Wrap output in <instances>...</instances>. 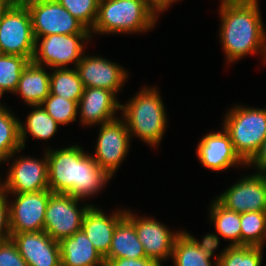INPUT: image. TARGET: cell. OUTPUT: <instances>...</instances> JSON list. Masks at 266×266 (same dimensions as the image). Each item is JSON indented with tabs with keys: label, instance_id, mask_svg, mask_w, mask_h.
I'll list each match as a JSON object with an SVG mask.
<instances>
[{
	"label": "cell",
	"instance_id": "6da1fadb",
	"mask_svg": "<svg viewBox=\"0 0 266 266\" xmlns=\"http://www.w3.org/2000/svg\"><path fill=\"white\" fill-rule=\"evenodd\" d=\"M46 155L49 190L54 194H69L83 201L112 179L81 146L47 148Z\"/></svg>",
	"mask_w": 266,
	"mask_h": 266
},
{
	"label": "cell",
	"instance_id": "7a4b0ae2",
	"mask_svg": "<svg viewBox=\"0 0 266 266\" xmlns=\"http://www.w3.org/2000/svg\"><path fill=\"white\" fill-rule=\"evenodd\" d=\"M258 0H221L220 43L226 61L233 63L250 54L266 62V31Z\"/></svg>",
	"mask_w": 266,
	"mask_h": 266
},
{
	"label": "cell",
	"instance_id": "3957f363",
	"mask_svg": "<svg viewBox=\"0 0 266 266\" xmlns=\"http://www.w3.org/2000/svg\"><path fill=\"white\" fill-rule=\"evenodd\" d=\"M122 119L131 138L138 136L151 147L160 144L167 128V116L159 91L144 87L126 104H121Z\"/></svg>",
	"mask_w": 266,
	"mask_h": 266
},
{
	"label": "cell",
	"instance_id": "277c9868",
	"mask_svg": "<svg viewBox=\"0 0 266 266\" xmlns=\"http://www.w3.org/2000/svg\"><path fill=\"white\" fill-rule=\"evenodd\" d=\"M157 17L145 0H99L91 35L147 32L155 26Z\"/></svg>",
	"mask_w": 266,
	"mask_h": 266
},
{
	"label": "cell",
	"instance_id": "5b68a950",
	"mask_svg": "<svg viewBox=\"0 0 266 266\" xmlns=\"http://www.w3.org/2000/svg\"><path fill=\"white\" fill-rule=\"evenodd\" d=\"M223 123L236 153L247 164L266 139V108L236 105L226 113Z\"/></svg>",
	"mask_w": 266,
	"mask_h": 266
},
{
	"label": "cell",
	"instance_id": "8992f818",
	"mask_svg": "<svg viewBox=\"0 0 266 266\" xmlns=\"http://www.w3.org/2000/svg\"><path fill=\"white\" fill-rule=\"evenodd\" d=\"M90 37H92L91 33H78L52 34L35 38L32 62L44 67L46 65L52 69L68 68V64L74 63L76 68L85 54L83 52L84 46H86L84 43L90 40Z\"/></svg>",
	"mask_w": 266,
	"mask_h": 266
},
{
	"label": "cell",
	"instance_id": "52a82bcc",
	"mask_svg": "<svg viewBox=\"0 0 266 266\" xmlns=\"http://www.w3.org/2000/svg\"><path fill=\"white\" fill-rule=\"evenodd\" d=\"M35 38L52 34L91 33L57 0H26Z\"/></svg>",
	"mask_w": 266,
	"mask_h": 266
},
{
	"label": "cell",
	"instance_id": "ba28073f",
	"mask_svg": "<svg viewBox=\"0 0 266 266\" xmlns=\"http://www.w3.org/2000/svg\"><path fill=\"white\" fill-rule=\"evenodd\" d=\"M35 41L26 4L7 8L0 21V49L3 54L19 55L32 61Z\"/></svg>",
	"mask_w": 266,
	"mask_h": 266
},
{
	"label": "cell",
	"instance_id": "9c48e42d",
	"mask_svg": "<svg viewBox=\"0 0 266 266\" xmlns=\"http://www.w3.org/2000/svg\"><path fill=\"white\" fill-rule=\"evenodd\" d=\"M78 198L69 194H52L44 218V231L55 241L72 236L81 230L84 216L92 204L79 207ZM79 208V209H78Z\"/></svg>",
	"mask_w": 266,
	"mask_h": 266
},
{
	"label": "cell",
	"instance_id": "30bf717a",
	"mask_svg": "<svg viewBox=\"0 0 266 266\" xmlns=\"http://www.w3.org/2000/svg\"><path fill=\"white\" fill-rule=\"evenodd\" d=\"M94 161L111 177L124 161L130 149L131 136L126 123L116 118L100 125Z\"/></svg>",
	"mask_w": 266,
	"mask_h": 266
},
{
	"label": "cell",
	"instance_id": "8fae6325",
	"mask_svg": "<svg viewBox=\"0 0 266 266\" xmlns=\"http://www.w3.org/2000/svg\"><path fill=\"white\" fill-rule=\"evenodd\" d=\"M53 193L41 190L31 193H11L9 202L11 233L44 231V218L49 197Z\"/></svg>",
	"mask_w": 266,
	"mask_h": 266
},
{
	"label": "cell",
	"instance_id": "7c38bea8",
	"mask_svg": "<svg viewBox=\"0 0 266 266\" xmlns=\"http://www.w3.org/2000/svg\"><path fill=\"white\" fill-rule=\"evenodd\" d=\"M215 199L226 209L240 214L250 211L266 212V174L256 172L242 176Z\"/></svg>",
	"mask_w": 266,
	"mask_h": 266
},
{
	"label": "cell",
	"instance_id": "4fadbf2b",
	"mask_svg": "<svg viewBox=\"0 0 266 266\" xmlns=\"http://www.w3.org/2000/svg\"><path fill=\"white\" fill-rule=\"evenodd\" d=\"M135 216L132 211L125 210V217L134 225L146 257L162 265L163 260L172 257L174 241L181 231L172 232L154 218Z\"/></svg>",
	"mask_w": 266,
	"mask_h": 266
},
{
	"label": "cell",
	"instance_id": "5bb4252c",
	"mask_svg": "<svg viewBox=\"0 0 266 266\" xmlns=\"http://www.w3.org/2000/svg\"><path fill=\"white\" fill-rule=\"evenodd\" d=\"M10 165L9 172L1 188L10 193H31L49 189L48 161L46 151L43 159L17 156Z\"/></svg>",
	"mask_w": 266,
	"mask_h": 266
},
{
	"label": "cell",
	"instance_id": "9a60e30c",
	"mask_svg": "<svg viewBox=\"0 0 266 266\" xmlns=\"http://www.w3.org/2000/svg\"><path fill=\"white\" fill-rule=\"evenodd\" d=\"M76 69L84 87L104 88L116 95L128 77L121 65L96 55H83Z\"/></svg>",
	"mask_w": 266,
	"mask_h": 266
},
{
	"label": "cell",
	"instance_id": "2e32d148",
	"mask_svg": "<svg viewBox=\"0 0 266 266\" xmlns=\"http://www.w3.org/2000/svg\"><path fill=\"white\" fill-rule=\"evenodd\" d=\"M11 239L29 266H61L59 242L45 231L11 233Z\"/></svg>",
	"mask_w": 266,
	"mask_h": 266
},
{
	"label": "cell",
	"instance_id": "e0dca14e",
	"mask_svg": "<svg viewBox=\"0 0 266 266\" xmlns=\"http://www.w3.org/2000/svg\"><path fill=\"white\" fill-rule=\"evenodd\" d=\"M197 157L203 167L212 171H222L236 165H244L246 163L236 153L232 141L228 133L210 132L206 134L198 143Z\"/></svg>",
	"mask_w": 266,
	"mask_h": 266
},
{
	"label": "cell",
	"instance_id": "ac0fdd59",
	"mask_svg": "<svg viewBox=\"0 0 266 266\" xmlns=\"http://www.w3.org/2000/svg\"><path fill=\"white\" fill-rule=\"evenodd\" d=\"M116 94L108 89L85 87L78 102L80 121L84 126H92L115 120L121 108Z\"/></svg>",
	"mask_w": 266,
	"mask_h": 266
},
{
	"label": "cell",
	"instance_id": "d6986e66",
	"mask_svg": "<svg viewBox=\"0 0 266 266\" xmlns=\"http://www.w3.org/2000/svg\"><path fill=\"white\" fill-rule=\"evenodd\" d=\"M125 217V210H118L111 215L92 205L84 216L81 229L94 248L104 258L111 245L116 225Z\"/></svg>",
	"mask_w": 266,
	"mask_h": 266
},
{
	"label": "cell",
	"instance_id": "ffe728a7",
	"mask_svg": "<svg viewBox=\"0 0 266 266\" xmlns=\"http://www.w3.org/2000/svg\"><path fill=\"white\" fill-rule=\"evenodd\" d=\"M61 266H105L102 255L81 229L59 242Z\"/></svg>",
	"mask_w": 266,
	"mask_h": 266
},
{
	"label": "cell",
	"instance_id": "44dd1931",
	"mask_svg": "<svg viewBox=\"0 0 266 266\" xmlns=\"http://www.w3.org/2000/svg\"><path fill=\"white\" fill-rule=\"evenodd\" d=\"M14 94H19L26 105H41L50 95V74L43 66L30 61L21 73Z\"/></svg>",
	"mask_w": 266,
	"mask_h": 266
},
{
	"label": "cell",
	"instance_id": "7402d4cb",
	"mask_svg": "<svg viewBox=\"0 0 266 266\" xmlns=\"http://www.w3.org/2000/svg\"><path fill=\"white\" fill-rule=\"evenodd\" d=\"M145 257L144 247L137 237L134 225L124 217L115 227L109 252L104 259Z\"/></svg>",
	"mask_w": 266,
	"mask_h": 266
},
{
	"label": "cell",
	"instance_id": "603a6c76",
	"mask_svg": "<svg viewBox=\"0 0 266 266\" xmlns=\"http://www.w3.org/2000/svg\"><path fill=\"white\" fill-rule=\"evenodd\" d=\"M209 209V217L219 237L231 241L229 246H241L240 213L226 209L216 199Z\"/></svg>",
	"mask_w": 266,
	"mask_h": 266
},
{
	"label": "cell",
	"instance_id": "cb8c5ba5",
	"mask_svg": "<svg viewBox=\"0 0 266 266\" xmlns=\"http://www.w3.org/2000/svg\"><path fill=\"white\" fill-rule=\"evenodd\" d=\"M33 111L29 113L26 123L20 120V140L22 148H25L27 134L36 139L48 140L57 132L59 124L46 112L42 105H30Z\"/></svg>",
	"mask_w": 266,
	"mask_h": 266
},
{
	"label": "cell",
	"instance_id": "d4e9b609",
	"mask_svg": "<svg viewBox=\"0 0 266 266\" xmlns=\"http://www.w3.org/2000/svg\"><path fill=\"white\" fill-rule=\"evenodd\" d=\"M19 124V118L9 108H0V159L5 163L23 150Z\"/></svg>",
	"mask_w": 266,
	"mask_h": 266
},
{
	"label": "cell",
	"instance_id": "484cf974",
	"mask_svg": "<svg viewBox=\"0 0 266 266\" xmlns=\"http://www.w3.org/2000/svg\"><path fill=\"white\" fill-rule=\"evenodd\" d=\"M211 258L184 231L174 241L171 259L175 266H218V261L212 264Z\"/></svg>",
	"mask_w": 266,
	"mask_h": 266
},
{
	"label": "cell",
	"instance_id": "4316f807",
	"mask_svg": "<svg viewBox=\"0 0 266 266\" xmlns=\"http://www.w3.org/2000/svg\"><path fill=\"white\" fill-rule=\"evenodd\" d=\"M50 73V94L79 102L84 85L76 68L54 69Z\"/></svg>",
	"mask_w": 266,
	"mask_h": 266
},
{
	"label": "cell",
	"instance_id": "83f0119b",
	"mask_svg": "<svg viewBox=\"0 0 266 266\" xmlns=\"http://www.w3.org/2000/svg\"><path fill=\"white\" fill-rule=\"evenodd\" d=\"M241 246L262 247L266 241V212L240 214Z\"/></svg>",
	"mask_w": 266,
	"mask_h": 266
},
{
	"label": "cell",
	"instance_id": "f1b7e54d",
	"mask_svg": "<svg viewBox=\"0 0 266 266\" xmlns=\"http://www.w3.org/2000/svg\"><path fill=\"white\" fill-rule=\"evenodd\" d=\"M263 247L226 246L216 257L218 266H261Z\"/></svg>",
	"mask_w": 266,
	"mask_h": 266
},
{
	"label": "cell",
	"instance_id": "f546056e",
	"mask_svg": "<svg viewBox=\"0 0 266 266\" xmlns=\"http://www.w3.org/2000/svg\"><path fill=\"white\" fill-rule=\"evenodd\" d=\"M30 60L19 55L3 54L0 57V88L5 92L14 93L20 76Z\"/></svg>",
	"mask_w": 266,
	"mask_h": 266
},
{
	"label": "cell",
	"instance_id": "4dcf8cb0",
	"mask_svg": "<svg viewBox=\"0 0 266 266\" xmlns=\"http://www.w3.org/2000/svg\"><path fill=\"white\" fill-rule=\"evenodd\" d=\"M41 105L59 125H68L76 121L78 115V102L76 101L50 94Z\"/></svg>",
	"mask_w": 266,
	"mask_h": 266
},
{
	"label": "cell",
	"instance_id": "1f68e13d",
	"mask_svg": "<svg viewBox=\"0 0 266 266\" xmlns=\"http://www.w3.org/2000/svg\"><path fill=\"white\" fill-rule=\"evenodd\" d=\"M90 31L96 23L99 0H57Z\"/></svg>",
	"mask_w": 266,
	"mask_h": 266
},
{
	"label": "cell",
	"instance_id": "d6a6232c",
	"mask_svg": "<svg viewBox=\"0 0 266 266\" xmlns=\"http://www.w3.org/2000/svg\"><path fill=\"white\" fill-rule=\"evenodd\" d=\"M0 266H29L12 239L0 242Z\"/></svg>",
	"mask_w": 266,
	"mask_h": 266
},
{
	"label": "cell",
	"instance_id": "836d02e7",
	"mask_svg": "<svg viewBox=\"0 0 266 266\" xmlns=\"http://www.w3.org/2000/svg\"><path fill=\"white\" fill-rule=\"evenodd\" d=\"M8 194L0 187V242L11 239Z\"/></svg>",
	"mask_w": 266,
	"mask_h": 266
},
{
	"label": "cell",
	"instance_id": "e575fe53",
	"mask_svg": "<svg viewBox=\"0 0 266 266\" xmlns=\"http://www.w3.org/2000/svg\"><path fill=\"white\" fill-rule=\"evenodd\" d=\"M184 232L194 241V243L199 247L200 250H202L206 255L212 257L214 254V251L217 250L220 242L219 237L216 233H208L205 235L202 240H197L193 235L186 232Z\"/></svg>",
	"mask_w": 266,
	"mask_h": 266
},
{
	"label": "cell",
	"instance_id": "d590c367",
	"mask_svg": "<svg viewBox=\"0 0 266 266\" xmlns=\"http://www.w3.org/2000/svg\"><path fill=\"white\" fill-rule=\"evenodd\" d=\"M105 266H161L156 260L150 258H140V259H104Z\"/></svg>",
	"mask_w": 266,
	"mask_h": 266
},
{
	"label": "cell",
	"instance_id": "8d00e7d4",
	"mask_svg": "<svg viewBox=\"0 0 266 266\" xmlns=\"http://www.w3.org/2000/svg\"><path fill=\"white\" fill-rule=\"evenodd\" d=\"M246 166L256 167L255 169L258 171L257 173L266 174V139Z\"/></svg>",
	"mask_w": 266,
	"mask_h": 266
},
{
	"label": "cell",
	"instance_id": "74e56055",
	"mask_svg": "<svg viewBox=\"0 0 266 266\" xmlns=\"http://www.w3.org/2000/svg\"><path fill=\"white\" fill-rule=\"evenodd\" d=\"M147 5L159 15L161 12L167 11V8L174 3L176 0H145Z\"/></svg>",
	"mask_w": 266,
	"mask_h": 266
},
{
	"label": "cell",
	"instance_id": "f35d334b",
	"mask_svg": "<svg viewBox=\"0 0 266 266\" xmlns=\"http://www.w3.org/2000/svg\"><path fill=\"white\" fill-rule=\"evenodd\" d=\"M25 2L26 0H0V3L7 8L21 6L25 4Z\"/></svg>",
	"mask_w": 266,
	"mask_h": 266
},
{
	"label": "cell",
	"instance_id": "ab89813d",
	"mask_svg": "<svg viewBox=\"0 0 266 266\" xmlns=\"http://www.w3.org/2000/svg\"><path fill=\"white\" fill-rule=\"evenodd\" d=\"M6 10H7V7L0 3V21Z\"/></svg>",
	"mask_w": 266,
	"mask_h": 266
},
{
	"label": "cell",
	"instance_id": "60d3db41",
	"mask_svg": "<svg viewBox=\"0 0 266 266\" xmlns=\"http://www.w3.org/2000/svg\"><path fill=\"white\" fill-rule=\"evenodd\" d=\"M3 94H4V91L0 88V97H2ZM0 108H5V106L1 104Z\"/></svg>",
	"mask_w": 266,
	"mask_h": 266
},
{
	"label": "cell",
	"instance_id": "b9f144b4",
	"mask_svg": "<svg viewBox=\"0 0 266 266\" xmlns=\"http://www.w3.org/2000/svg\"><path fill=\"white\" fill-rule=\"evenodd\" d=\"M0 163H3V161L0 159ZM1 184H2V182H1V178H0V187H1Z\"/></svg>",
	"mask_w": 266,
	"mask_h": 266
},
{
	"label": "cell",
	"instance_id": "7bdbcfd3",
	"mask_svg": "<svg viewBox=\"0 0 266 266\" xmlns=\"http://www.w3.org/2000/svg\"><path fill=\"white\" fill-rule=\"evenodd\" d=\"M3 55V52L1 51V49H0V57Z\"/></svg>",
	"mask_w": 266,
	"mask_h": 266
}]
</instances>
